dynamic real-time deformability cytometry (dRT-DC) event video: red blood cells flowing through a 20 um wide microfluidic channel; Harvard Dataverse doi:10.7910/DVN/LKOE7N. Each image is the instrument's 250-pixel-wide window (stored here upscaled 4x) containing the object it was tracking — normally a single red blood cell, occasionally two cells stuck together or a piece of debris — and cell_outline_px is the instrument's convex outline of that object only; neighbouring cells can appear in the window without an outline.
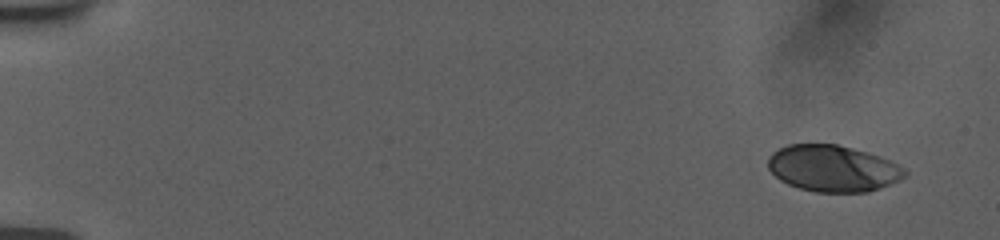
{"species": "human", "species_latin": "Homo sapiens", "temperature_condition": "room temperature", "stored_images_in_passage": 14, "camera_frame_rate_fps": 3000, "um_per_image_px": 0.085, "donor": {"sex": "female"}, "frame": {"image": 1, "passage_image": 1, "time_ms": 0.0, "image_size_px": [1000, 240], "cell_outline_px": [[908, 176], [880, 188], [868, 192], [816, 192], [800, 188], [788, 184], [780, 180], [768, 168], [768, 156], [772, 152], [788, 144], [836, 144], [868, 152], [880, 156], [904, 168], [908, 172]], "centroid_in_image_um": [70.8, 14.31], "position_along_channel_um": 14.2, "area_um2": 37.05}}
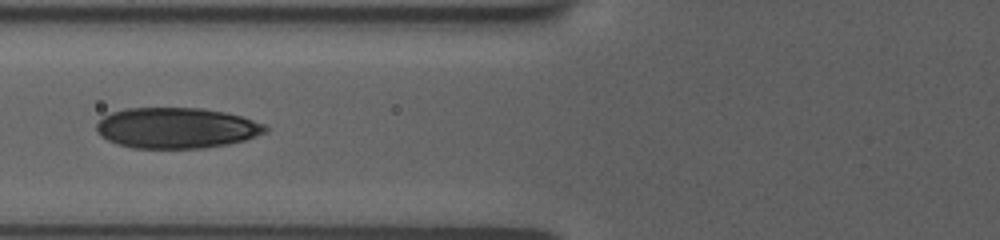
{"frame": {"image": 2, "passage_image": 10, "time_ms": 6.667, "image_size_px": [1000, 240], "cell_outline_px": [[268, 132], [248, 140], [228, 144], [204, 148], [132, 148], [116, 144], [100, 136], [96, 132], [96, 124], [104, 116], [112, 112], [124, 108], [200, 108], [224, 112], [240, 116], [264, 124], [268, 128]], "centroid_in_image_um": [15.0, 10.88], "position_along_channel_um": 110.8, "area_um2": 40.34}}
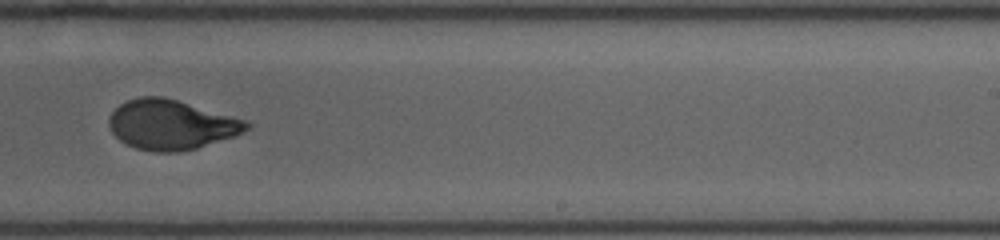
{"frame": {"image": 3, "passage_image": 14, "time_ms": 11.0, "image_size_px": [1000, 240], "cell_outline_px": [[252, 124], [248, 128], [236, 136], [196, 148], [180, 152], [152, 152], [136, 148], [120, 140], [112, 132], [108, 124], [108, 120], [112, 112], [120, 104], [128, 100], [140, 96], [164, 96], [248, 120]], "centroid_in_image_um": [14.57, 10.59], "position_along_channel_um": 274.4, "area_um2": 40.06}}